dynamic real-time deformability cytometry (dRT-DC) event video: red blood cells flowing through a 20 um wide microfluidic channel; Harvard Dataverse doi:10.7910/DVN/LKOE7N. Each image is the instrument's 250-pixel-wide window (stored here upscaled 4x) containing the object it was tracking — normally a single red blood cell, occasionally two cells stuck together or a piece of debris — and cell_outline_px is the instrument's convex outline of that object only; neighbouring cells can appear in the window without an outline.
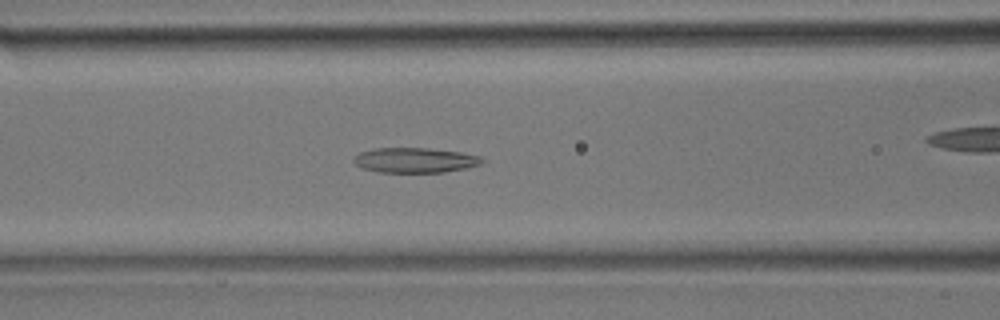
{"species": "common noctule bat (a hibernating species)", "species_latin": "Nyctalus noctula", "temperature_condition": "room temperature", "stored_images_in_passage": 29, "camera_frame_rate_fps": 3000, "um_per_image_px": 0.085, "animal": {"sex": "male", "body_mass_g": 17.9}, "frame": {"image": 1, "passage_image": 5, "time_ms": 1.333, "image_size_px": [1000, 320], "cell_outline_px": [[488, 160], [480, 164], [468, 168], [444, 172], [380, 172], [364, 168], [356, 164], [352, 160], [352, 156], [360, 152], [376, 148], [428, 148], [460, 152], [480, 156]], "centroid_in_image_um": [35.3, 13.61], "position_along_channel_um": 131.3, "area_um2": 18.79}}
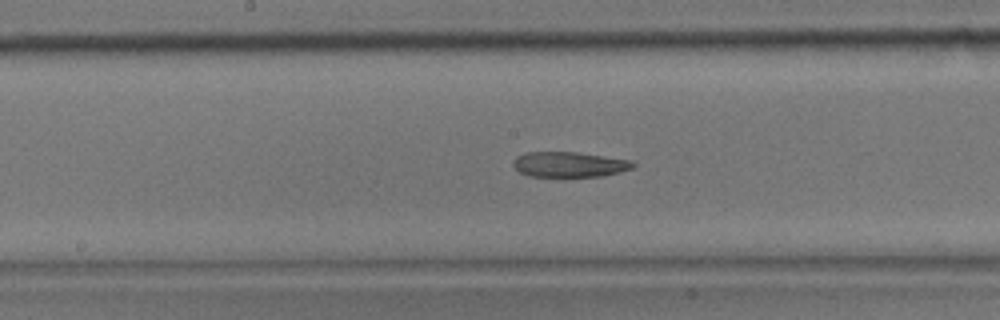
{"frame": {"image": 2, "passage_image": 9, "time_ms": 2.667, "image_size_px": [1000, 320], "cell_outline_px": [[636, 164], [632, 168], [620, 172], [604, 176], [528, 176], [520, 172], [512, 164], [512, 160], [516, 156], [524, 152], [576, 152], [632, 160]], "centroid_in_image_um": [48.38, 13.97], "position_along_channel_um": 199.8, "area_um2": 17.69}}